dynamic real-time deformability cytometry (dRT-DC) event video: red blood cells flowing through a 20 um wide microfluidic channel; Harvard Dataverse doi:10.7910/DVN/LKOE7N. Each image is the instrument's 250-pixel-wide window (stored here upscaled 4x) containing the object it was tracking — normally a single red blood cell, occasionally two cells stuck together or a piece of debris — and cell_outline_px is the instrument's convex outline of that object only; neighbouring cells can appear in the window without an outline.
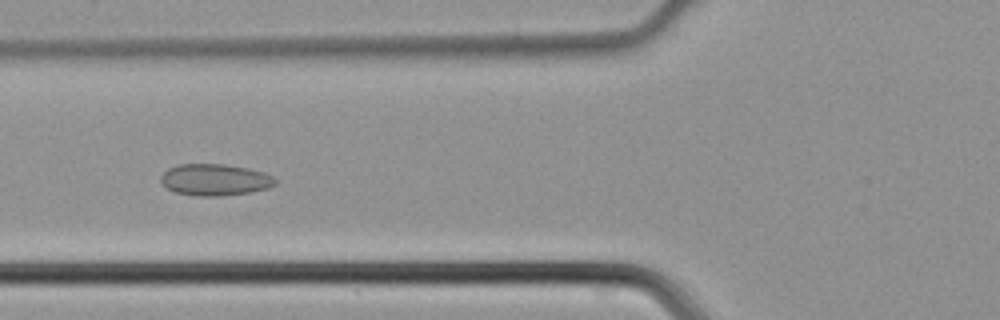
{"species": "common noctule bat (a hibernating species)", "species_latin": "Nyctalus noctula", "temperature_condition": "cold", "stored_images_in_passage": 47, "camera_frame_rate_fps": 3000, "um_per_image_px": 0.085, "animal": {"sex": "male", "body_mass_g": 21.5, "forearm_length_mm": 52.0}, "frame": {"image": 1, "passage_image": 19, "time_ms": 6.0, "image_size_px": [1000, 320], "cell_outline_px": [[276, 184], [268, 188], [252, 192], [220, 196], [196, 196], [176, 192], [168, 188], [160, 180], [160, 176], [168, 168], [180, 164], [224, 164], [248, 168], [264, 172], [272, 176], [276, 180]], "centroid_in_image_um": [18.28, 15.28], "position_along_channel_um": 107.5, "area_um2": 21.1}}
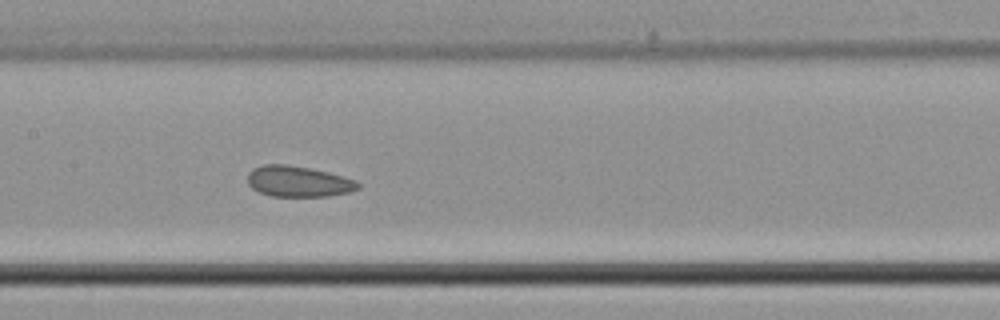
{"frame": {"image": 2, "passage_image": 24, "time_ms": 7.667, "image_size_px": [1000, 320], "cell_outline_px": [[360, 188], [352, 192], [328, 196], [272, 196], [260, 192], [252, 188], [248, 184], [248, 172], [252, 168], [264, 164], [284, 164], [308, 168], [328, 172], [356, 180], [360, 184]], "centroid_in_image_um": [25.37, 15.42], "position_along_channel_um": 182.0, "area_um2": 19.88}}
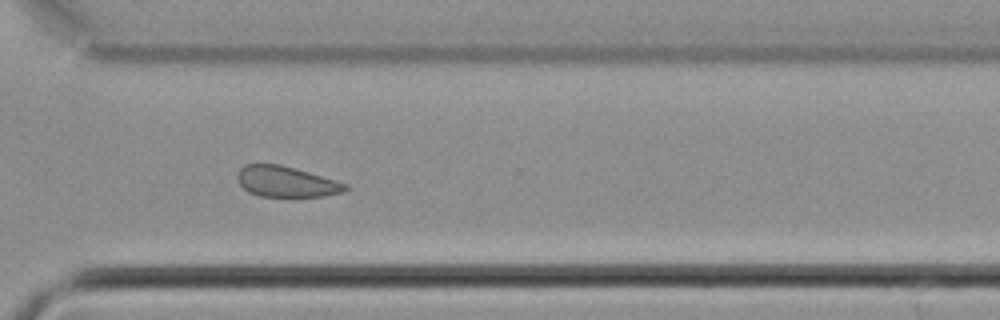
{"frame": {"image": 3, "passage_image": 35, "time_ms": 11.333, "image_size_px": [1000, 320], "cell_outline_px": [[348, 188], [344, 192], [324, 196], [260, 196], [248, 192], [240, 184], [236, 176], [240, 168], [244, 164], [280, 164], [336, 180], [348, 184]], "centroid_in_image_um": [24.32, 15.44], "position_along_channel_um": 346.3, "area_um2": 19.25}}